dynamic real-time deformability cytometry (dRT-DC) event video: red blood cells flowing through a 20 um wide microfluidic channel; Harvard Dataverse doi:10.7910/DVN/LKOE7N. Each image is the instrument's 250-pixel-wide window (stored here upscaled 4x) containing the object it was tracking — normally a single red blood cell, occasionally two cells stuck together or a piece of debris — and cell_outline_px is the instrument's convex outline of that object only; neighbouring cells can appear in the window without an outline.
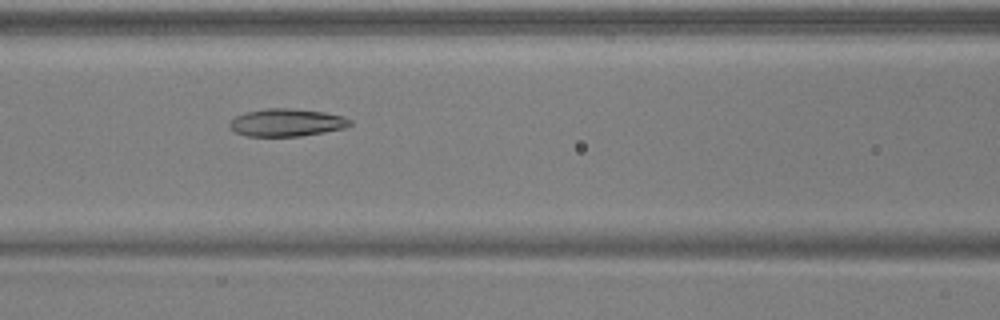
{"species": "common noctule bat (a hibernating species)", "species_latin": "Nyctalus noctula", "temperature_condition": "warm", "stored_images_in_passage": 40, "camera_frame_rate_fps": 3000, "um_per_image_px": 0.085, "animal": {"sex": "male", "body_mass_g": 17.9, "forearm_length_mm": 54.2}, "frame": {"image": 1, "passage_image": 11, "time_ms": 3.333, "image_size_px": [1000, 320], "cell_outline_px": [[352, 124], [344, 128], [324, 132], [300, 136], [248, 136], [236, 132], [228, 124], [236, 116], [244, 112], [264, 108], [288, 108], [324, 112], [344, 116], [352, 120]], "centroid_in_image_um": [24.38, 10.41], "position_along_channel_um": 142.2, "area_um2": 19.36}}
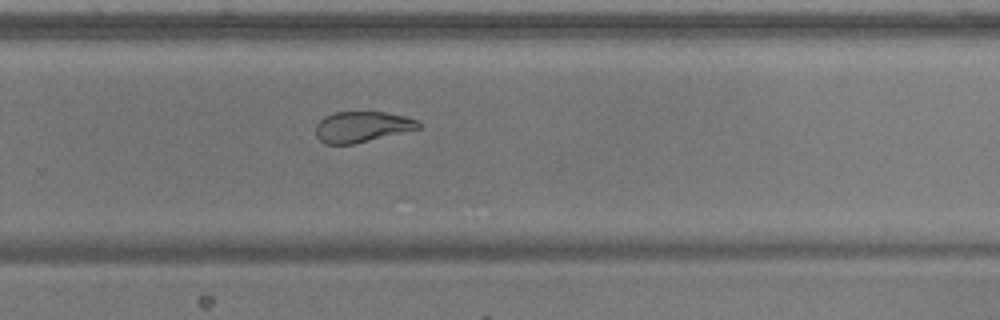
{"frame": {"image": 2, "passage_image": 23, "time_ms": 7.333, "image_size_px": [1000, 320], "cell_outline_px": [[420, 128], [352, 144], [324, 144], [316, 136], [316, 124], [324, 116], [336, 112], [384, 112], [404, 116], [416, 120], [420, 124]], "centroid_in_image_um": [30.72, 10.77], "position_along_channel_um": 299.1, "area_um2": 18.15}}
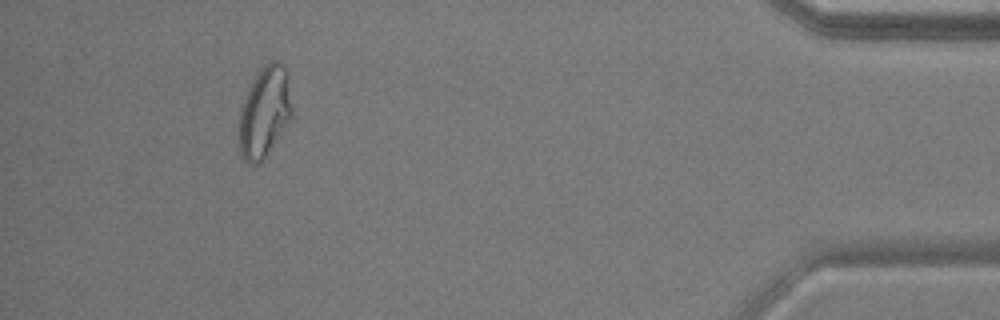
{"frame": {"image": 3, "passage_image": 36, "time_ms": 11.667, "image_size_px": [1000, 320], "cell_outline_px": [[292, 120], [260, 164], [248, 164], [244, 160], [240, 152], [240, 112], [244, 96], [256, 72], [264, 64], [272, 60], [276, 60], [284, 64], [292, 108]], "centroid_in_image_um": [22.49, 9.53], "position_along_channel_um": 412.7, "area_um2": 28.15}, "authors_computed_cell_mechanics": {"area_um2": 20.6924, "velocity_mm_per_s": 3.9274, "shape_relaxation_time_tau1_ms": null, "shape_relaxation_time_tau2_ms": 2.2233, "deformation_change_tau1": null, "deformation_change_tau2": 0.0751}}